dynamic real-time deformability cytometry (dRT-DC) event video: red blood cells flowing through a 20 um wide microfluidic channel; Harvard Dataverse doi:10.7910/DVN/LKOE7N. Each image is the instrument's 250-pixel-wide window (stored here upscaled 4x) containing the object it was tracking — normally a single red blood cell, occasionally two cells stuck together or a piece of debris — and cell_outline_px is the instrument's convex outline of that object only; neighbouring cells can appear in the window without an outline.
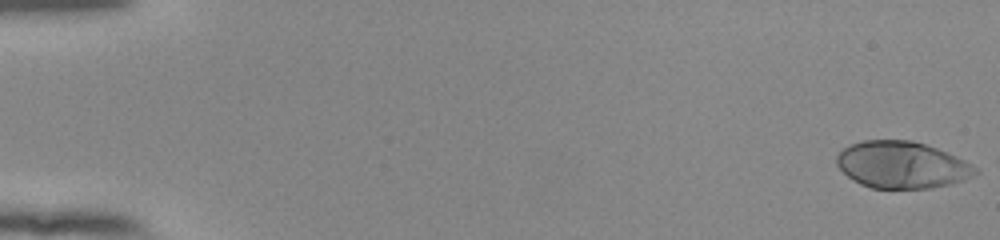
{"species": "human", "species_latin": "Homo sapiens", "temperature_condition": "room temperature", "stored_images_in_passage": 9, "camera_frame_rate_fps": 3000, "um_per_image_px": 0.085, "donor": {"sex": "female"}, "frame": {"image": 1, "passage_image": 1, "time_ms": 0.0, "image_size_px": [1000, 240], "cell_outline_px": [[980, 172], [964, 180], [948, 184], [928, 188], [872, 188], [860, 184], [852, 180], [836, 164], [836, 156], [848, 144], [864, 140], [912, 140], [936, 148], [956, 156], [964, 160], [976, 168]], "centroid_in_image_um": [76.63, 14.01], "position_along_channel_um": 8.4, "area_um2": 37.69}}